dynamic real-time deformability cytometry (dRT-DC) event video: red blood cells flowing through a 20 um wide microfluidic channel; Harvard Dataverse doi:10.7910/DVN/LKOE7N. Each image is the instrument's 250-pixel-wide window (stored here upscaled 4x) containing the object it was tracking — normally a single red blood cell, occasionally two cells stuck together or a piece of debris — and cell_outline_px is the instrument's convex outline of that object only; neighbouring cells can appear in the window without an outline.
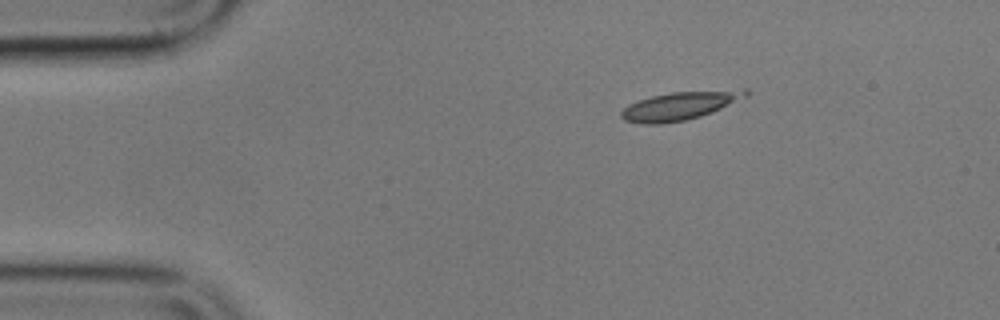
{"species": "common noctule bat (a hibernating species)", "species_latin": "Nyctalus noctula", "temperature_condition": "cold", "stored_images_in_passage": 3, "camera_frame_rate_fps": 3000, "um_per_image_px": 0.085, "animal": {"sex": "male", "body_mass_g": 17.9}, "frame": {"image": 1, "passage_image": 1, "time_ms": 0.0, "image_size_px": [1000, 320], "cell_outline_px": [[752, 92], [748, 96], [712, 112], [700, 116], [684, 120], [660, 124], [644, 124], [624, 120], [620, 116], [620, 112], [628, 104], [652, 96], [672, 92], [744, 88], [748, 88]], "centroid_in_image_um": [57.86, 8.96], "position_along_channel_um": 27.1, "area_um2": 20.69}}